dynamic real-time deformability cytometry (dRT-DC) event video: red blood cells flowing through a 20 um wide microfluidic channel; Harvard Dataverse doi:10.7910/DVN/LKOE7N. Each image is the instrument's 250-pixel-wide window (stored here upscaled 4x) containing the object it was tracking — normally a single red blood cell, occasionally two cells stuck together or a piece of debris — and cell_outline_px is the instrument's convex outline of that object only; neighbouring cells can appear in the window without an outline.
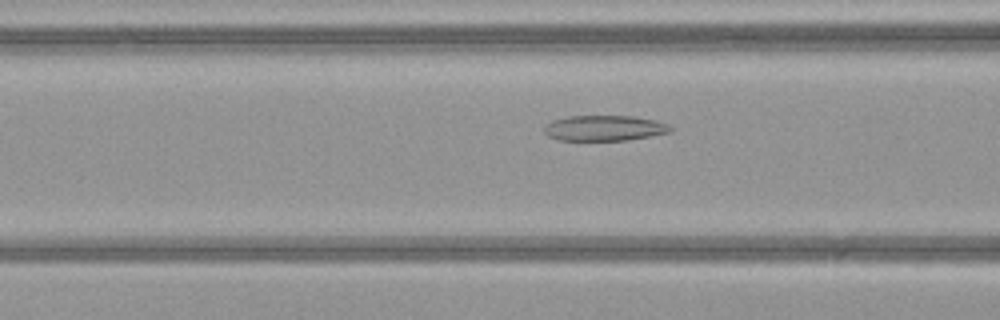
{"species": "common noctule bat (a hibernating species)", "species_latin": "Nyctalus noctula", "temperature_condition": "warm", "stored_images_in_passage": 45, "camera_frame_rate_fps": 3000, "um_per_image_px": 0.085, "animal": {"sex": "female", "body_mass_g": 21.9}, "frame": {"image": 1, "passage_image": 15, "time_ms": 4.667, "image_size_px": [1000, 320], "cell_outline_px": [[672, 132], [652, 136], [628, 140], [560, 140], [548, 136], [544, 132], [544, 128], [552, 120], [568, 116], [636, 116], [656, 120], [668, 124], [672, 128]], "centroid_in_image_um": [51.42, 10.88], "position_along_channel_um": 115.2, "area_um2": 18.84}}
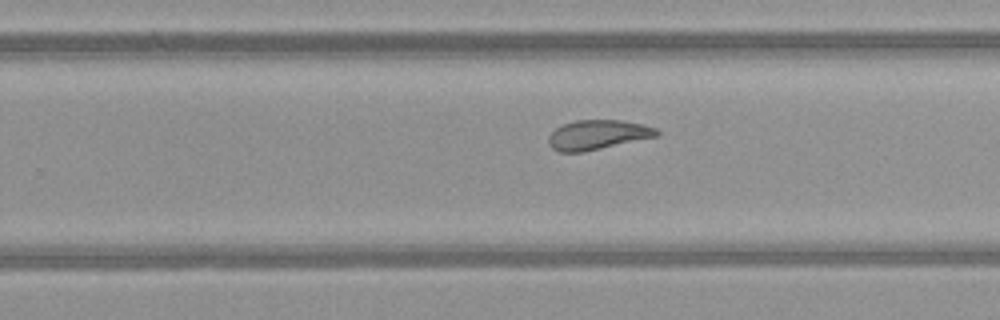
{"frame": {"image": 2, "passage_image": 27, "time_ms": 8.667, "image_size_px": [1000, 320], "cell_outline_px": [[660, 132], [656, 136], [584, 152], [560, 152], [552, 148], [548, 144], [548, 136], [556, 128], [564, 124], [576, 120], [620, 120], [644, 124], [656, 128]], "centroid_in_image_um": [50.78, 11.45], "position_along_channel_um": 279.0, "area_um2": 18.55}}
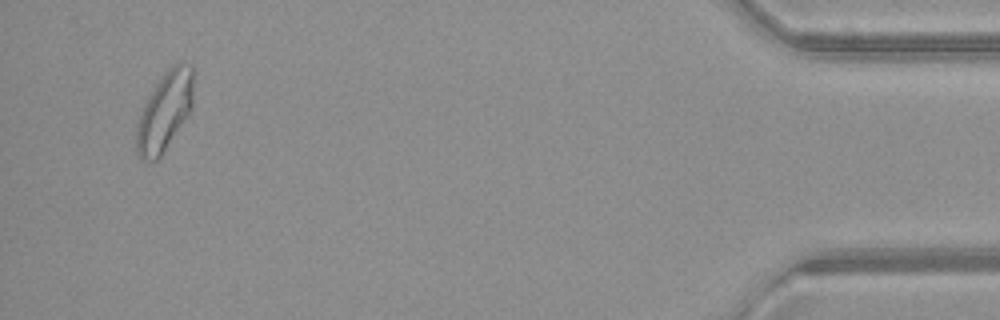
{"frame": {"image": 3, "passage_image": 43, "time_ms": 14.0, "image_size_px": [1000, 320], "cell_outline_px": [[192, 104], [188, 112], [160, 156], [156, 160], [140, 160], [136, 152], [136, 128], [140, 112], [148, 96], [156, 84], [168, 68], [172, 64], [180, 60], [192, 64]], "centroid_in_image_um": [13.96, 9.42], "position_along_channel_um": 421.2, "area_um2": 25.66}, "authors_computed_cell_mechanics": {"area_um2": 21.6172, "velocity_mm_per_s": 4.0921, "shape_relaxation_time_tau1_ms": 4.7294, "shape_relaxation_time_tau2_ms": 1.5275, "deformation_change_tau1": 0.1508, "deformation_change_tau2": 0.0933}}